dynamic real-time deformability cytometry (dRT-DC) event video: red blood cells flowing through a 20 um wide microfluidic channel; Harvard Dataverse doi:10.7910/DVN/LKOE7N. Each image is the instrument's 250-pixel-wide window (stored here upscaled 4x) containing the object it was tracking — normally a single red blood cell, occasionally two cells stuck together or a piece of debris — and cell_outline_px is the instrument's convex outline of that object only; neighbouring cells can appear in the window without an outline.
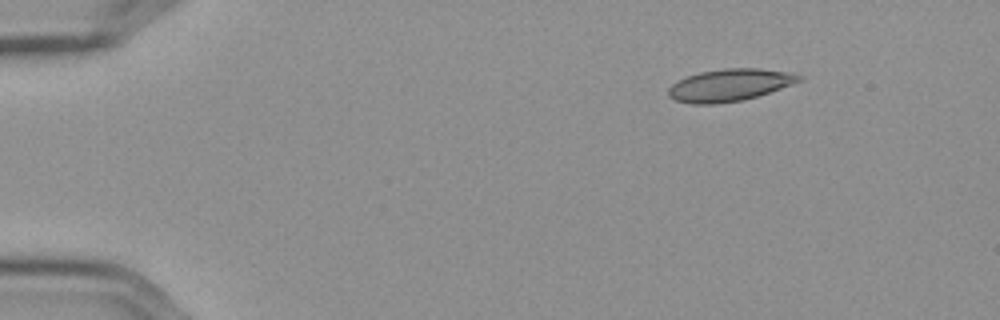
{"species": "Egyptian fruit bat (a non-hibernating species)", "species_latin": "Rousettus aegyptiacus", "temperature_condition": "cold", "stored_images_in_passage": 50, "camera_frame_rate_fps": 3000, "um_per_image_px": 0.085, "frame": {"image": 1, "passage_image": 1, "time_ms": 0.0, "image_size_px": [1000, 320], "cell_outline_px": [[804, 76], [800, 80], [780, 88], [744, 100], [716, 104], [692, 104], [672, 100], [668, 96], [668, 88], [676, 80], [700, 72], [724, 68], [760, 68], [792, 72]], "centroid_in_image_um": [61.97, 7.23], "position_along_channel_um": 23.0, "area_um2": 24.62}}
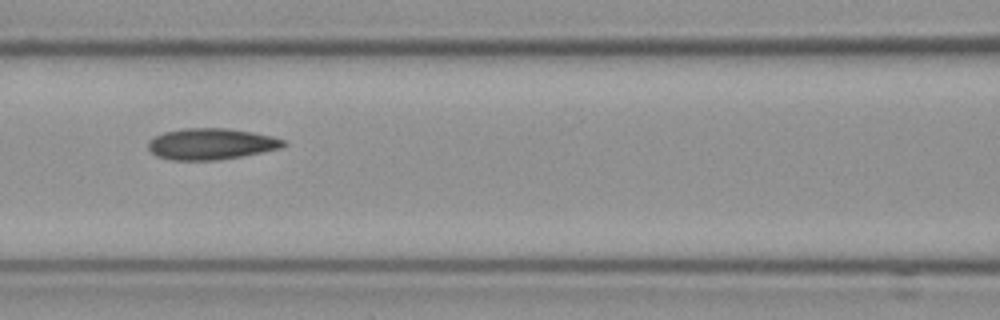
{"frame": {"image": 2, "passage_image": 19, "time_ms": 6.0, "image_size_px": [1000, 320], "cell_outline_px": [[288, 144], [284, 148], [240, 156], [216, 160], [172, 160], [156, 156], [148, 148], [148, 140], [164, 132], [184, 128], [224, 128], [252, 132], [272, 136], [284, 140]], "centroid_in_image_um": [17.96, 12.23], "position_along_channel_um": 148.6, "area_um2": 24.62}}
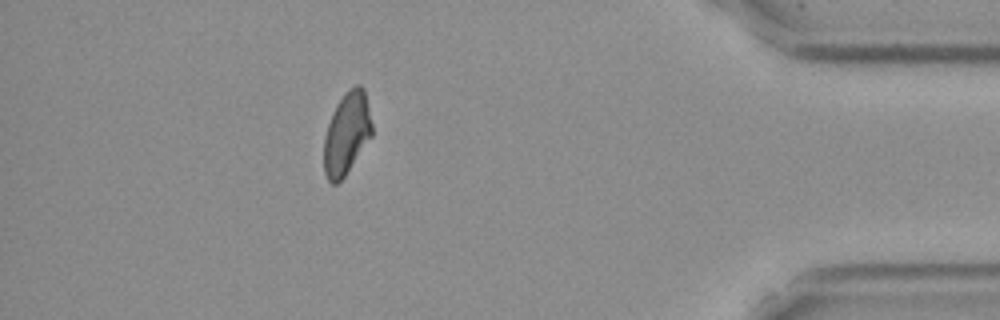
{"frame": {"image": 3, "passage_image": 44, "time_ms": 14.333, "image_size_px": [1000, 320], "cell_outline_px": [[372, 136], [344, 176], [336, 184], [332, 184], [328, 180], [324, 172], [324, 136], [332, 112], [336, 104], [348, 88], [356, 84], [360, 84], [364, 88], [372, 124]], "centroid_in_image_um": [29.46, 11.31], "position_along_channel_um": 405.7, "area_um2": 23.0}, "authors_computed_cell_mechanics": {"area_um2": 23.8714, "velocity_mm_per_s": 3.5853, "shape_relaxation_time_tau1_ms": null, "shape_relaxation_time_tau2_ms": 3.7403, "deformation_change_tau1": null, "deformation_change_tau2": 0.0914}}